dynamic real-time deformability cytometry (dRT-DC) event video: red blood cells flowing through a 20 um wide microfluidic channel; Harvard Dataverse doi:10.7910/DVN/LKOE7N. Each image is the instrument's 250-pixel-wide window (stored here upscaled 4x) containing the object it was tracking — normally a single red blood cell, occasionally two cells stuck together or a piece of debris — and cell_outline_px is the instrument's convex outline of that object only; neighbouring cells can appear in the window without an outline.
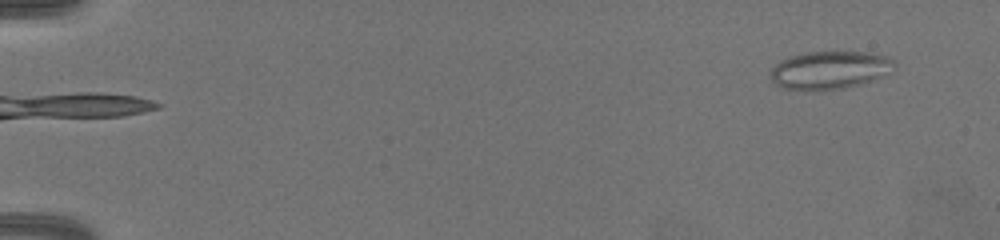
{"species": "common noctule bat (a hibernating species)", "species_latin": "Nyctalus noctula", "temperature_condition": "warm", "stored_images_in_passage": 63, "camera_frame_rate_fps": 3000, "um_per_image_px": 0.085, "animal": {"sex": "female", "body_mass_g": 19.5, "forearm_length_mm": 54.1}, "frame": {"image": 1, "passage_image": 2, "time_ms": 0.333, "image_size_px": [1000, 240], "cell_outline_px": [[896, 68], [884, 76], [860, 84], [844, 88], [780, 88], [768, 76], [772, 68], [780, 60], [792, 56], [808, 52], [868, 52], [884, 56], [896, 60]], "centroid_in_image_um": [70.57, 5.93], "position_along_channel_um": 14.4, "area_um2": 26.99}}
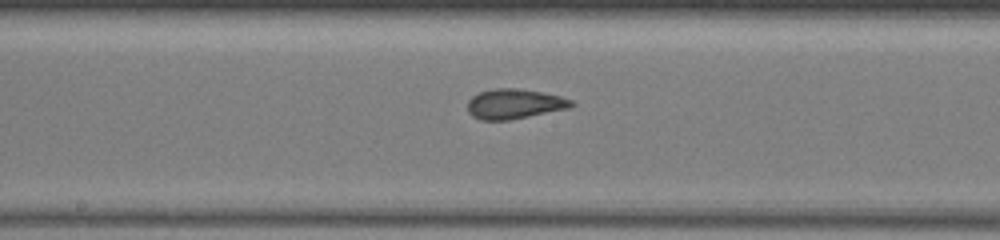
{"frame": {"image": 2, "passage_image": 34, "time_ms": 11.0, "image_size_px": [1000, 240], "cell_outline_px": [[576, 104], [568, 108], [508, 120], [480, 120], [472, 116], [468, 112], [468, 100], [472, 96], [480, 92], [492, 88], [516, 88], [540, 92], [560, 96], [572, 100]], "centroid_in_image_um": [43.69, 8.83], "position_along_channel_um": 204.5, "area_um2": 17.98}}
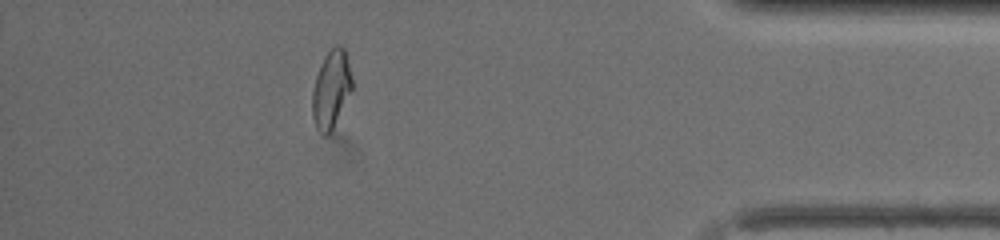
{"frame": {"image": 3, "passage_image": 56, "time_ms": 18.333, "image_size_px": [1000, 240], "cell_outline_px": [[352, 88], [332, 128], [324, 136], [316, 128], [312, 116], [312, 92], [316, 76], [324, 56], [336, 44], [340, 44], [344, 48], [352, 80]], "centroid_in_image_um": [28.12, 7.56], "position_along_channel_um": 407.1, "area_um2": 17.51}, "authors_computed_cell_mechanics": {"area_um2": 18.0914, "velocity_mm_per_s": 3.2692, "shape_relaxation_time_tau1_ms": null, "shape_relaxation_time_tau2_ms": 1.232, "deformation_change_tau1": null, "deformation_change_tau2": 0.0921}}